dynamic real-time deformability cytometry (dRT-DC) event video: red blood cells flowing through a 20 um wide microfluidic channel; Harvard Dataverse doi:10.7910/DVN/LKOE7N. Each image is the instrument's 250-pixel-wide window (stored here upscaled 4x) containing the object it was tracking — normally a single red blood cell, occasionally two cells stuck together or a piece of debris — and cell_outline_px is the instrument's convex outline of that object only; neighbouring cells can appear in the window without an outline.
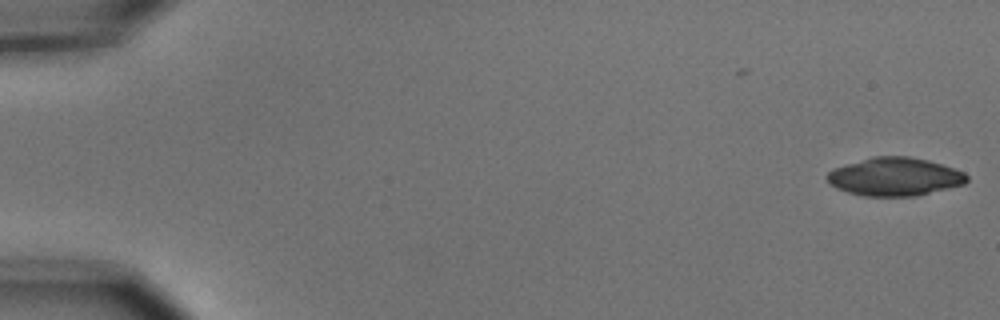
{"species": "common noctule bat (a hibernating species)", "species_latin": "Nyctalus noctula", "temperature_condition": "cold", "stored_images_in_passage": 4, "camera_frame_rate_fps": 3000, "um_per_image_px": 0.085, "animal": {"sex": "male", "body_mass_g": 15.6}, "frame": {"image": 1, "passage_image": 4, "time_ms": 1.0, "image_size_px": [1000, 320], "cell_outline_px": [[968, 180], [964, 184], [916, 196], [864, 196], [848, 192], [836, 188], [824, 176], [832, 168], [872, 156], [908, 156], [928, 160], [964, 172], [968, 176]], "centroid_in_image_um": [76.03, 15.02], "position_along_channel_um": 9.0, "area_um2": 31.1}}